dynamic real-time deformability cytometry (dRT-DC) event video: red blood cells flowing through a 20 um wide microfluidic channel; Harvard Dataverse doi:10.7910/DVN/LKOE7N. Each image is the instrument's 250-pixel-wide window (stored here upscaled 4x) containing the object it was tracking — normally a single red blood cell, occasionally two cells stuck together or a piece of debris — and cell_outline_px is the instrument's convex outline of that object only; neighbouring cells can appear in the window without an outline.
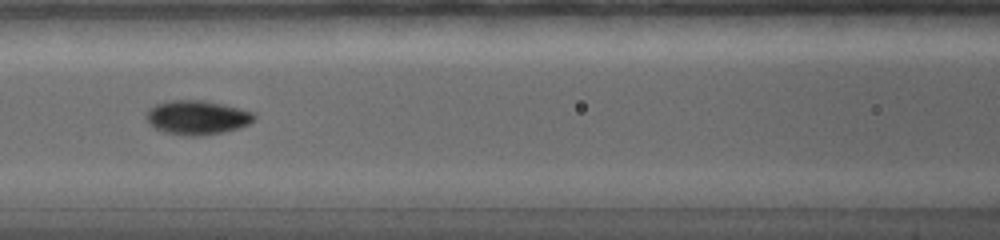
{"species": "common noctule bat (a hibernating species)", "species_latin": "Nyctalus noctula", "temperature_condition": "warm", "stored_images_in_passage": 22, "camera_frame_rate_fps": 5000, "um_per_image_px": 0.085, "animal": {"sex": "female", "body_mass_g": 19.0, "forearm_length_mm": 56.7}, "frame": {"image": 1, "passage_image": 16, "time_ms": 5.8, "image_size_px": [1000, 240], "cell_outline_px": [[256, 116], [248, 124], [240, 128], [224, 132], [200, 136], [188, 136], [164, 132], [148, 124], [144, 116], [148, 108], [156, 104], [168, 100], [204, 100], [252, 112]], "centroid_in_image_um": [16.68, 9.99], "position_along_channel_um": 149.9, "area_um2": 21.5}}
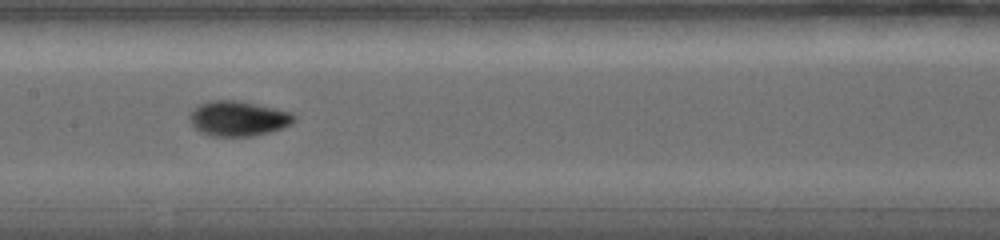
{"frame": {"image": 2, "passage_image": 19, "time_ms": 6.8, "image_size_px": [1000, 240], "cell_outline_px": [[296, 120], [292, 124], [268, 132], [252, 136], [208, 136], [192, 128], [188, 116], [200, 104], [208, 100], [236, 100], [256, 104], [292, 112], [296, 116]], "centroid_in_image_um": [20.22, 10.08], "position_along_channel_um": 187.2, "area_um2": 21.44}}